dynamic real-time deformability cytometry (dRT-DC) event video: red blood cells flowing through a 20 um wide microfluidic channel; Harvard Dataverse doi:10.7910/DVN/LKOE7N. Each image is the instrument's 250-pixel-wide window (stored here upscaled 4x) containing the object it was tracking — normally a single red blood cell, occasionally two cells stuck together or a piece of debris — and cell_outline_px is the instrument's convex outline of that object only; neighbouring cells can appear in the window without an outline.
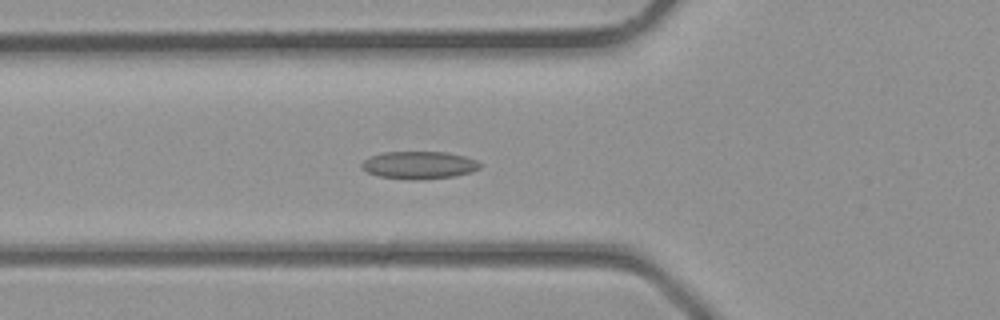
{"species": "common noctule bat (a hibernating species)", "species_latin": "Nyctalus noctula", "temperature_condition": "room temperature", "stored_images_in_passage": 38, "camera_frame_rate_fps": 3000, "um_per_image_px": 0.085, "animal": {"sex": "male", "body_mass_g": 23.1, "forearm_length_mm": 52.7}, "frame": {"image": 1, "passage_image": 13, "time_ms": 4.0, "image_size_px": [1000, 320], "cell_outline_px": [[484, 164], [480, 168], [472, 172], [456, 176], [416, 180], [412, 180], [380, 176], [368, 172], [360, 168], [360, 164], [368, 156], [384, 152], [448, 152], [464, 156], [476, 160]], "centroid_in_image_um": [35.64, 14.03], "position_along_channel_um": 90.2, "area_um2": 19.25}}
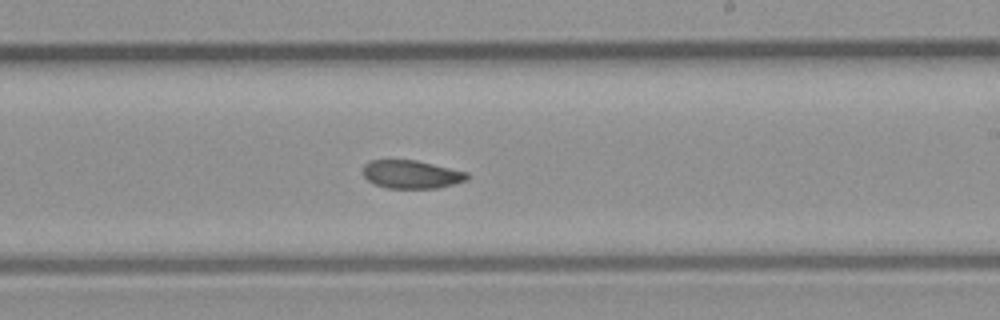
{"frame": {"image": 2, "passage_image": 22, "time_ms": 7.0, "image_size_px": [1000, 320], "cell_outline_px": [[468, 180], [436, 188], [388, 188], [376, 184], [368, 180], [364, 176], [364, 164], [368, 160], [416, 160], [468, 172]], "centroid_in_image_um": [34.97, 14.81], "position_along_channel_um": 254.0, "area_um2": 16.99}}
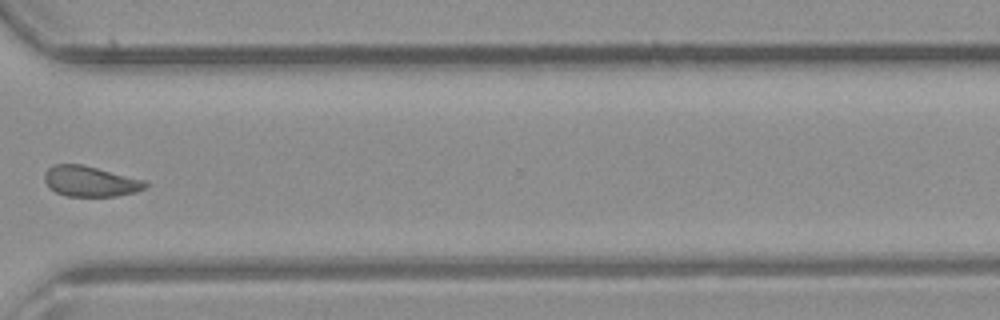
{"frame": {"image": 3, "passage_image": 28, "time_ms": 9.0, "image_size_px": [1000, 320], "cell_outline_px": [[148, 184], [144, 188], [136, 192], [116, 196], [68, 196], [56, 192], [44, 180], [44, 172], [52, 164], [84, 164], [144, 180]], "centroid_in_image_um": [7.66, 15.4], "position_along_channel_um": 362.9, "area_um2": 17.86}}